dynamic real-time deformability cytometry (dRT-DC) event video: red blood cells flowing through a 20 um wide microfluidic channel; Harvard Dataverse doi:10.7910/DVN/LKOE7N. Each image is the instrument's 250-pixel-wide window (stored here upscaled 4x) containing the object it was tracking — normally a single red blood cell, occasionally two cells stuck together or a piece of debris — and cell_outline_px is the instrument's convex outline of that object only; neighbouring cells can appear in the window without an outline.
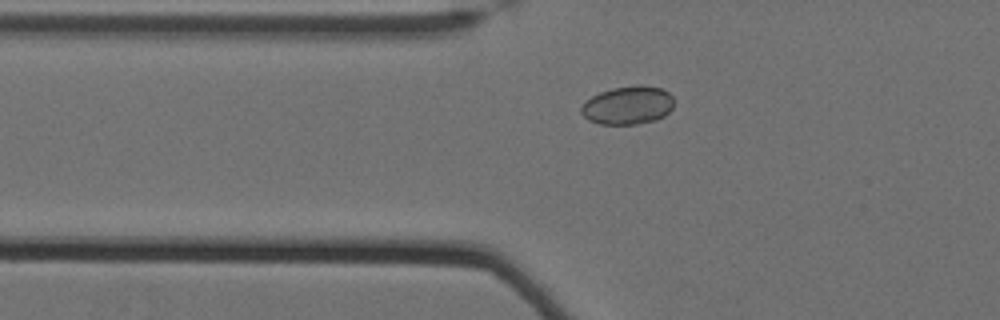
{"species": "Egyptian fruit bat (a non-hibernating species)", "species_latin": "Rousettus aegyptiacus", "temperature_condition": "cold", "stored_images_in_passage": 40, "camera_frame_rate_fps": 3000, "um_per_image_px": 0.085, "animal": {"sex": "female"}, "frame": {"image": 1, "passage_image": 3, "time_ms": 0.667, "image_size_px": [1000, 320], "cell_outline_px": [[672, 108], [664, 116], [656, 120], [636, 124], [600, 124], [588, 120], [580, 112], [580, 108], [584, 100], [600, 92], [612, 88], [636, 84], [640, 84], [660, 88], [668, 92], [672, 96]], "centroid_in_image_um": [53.33, 8.94], "position_along_channel_um": 72.5, "area_um2": 20.87}}
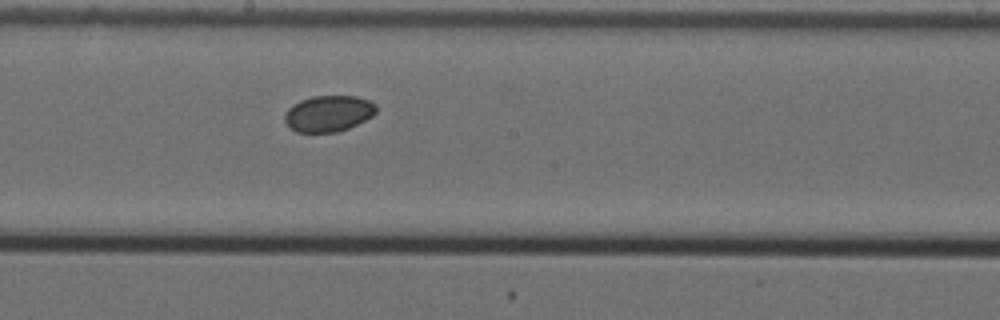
{"frame": {"image": 2, "passage_image": 16, "time_ms": 5.0, "image_size_px": [1000, 320], "cell_outline_px": [[376, 112], [372, 116], [348, 128], [336, 132], [296, 132], [288, 128], [284, 120], [284, 112], [292, 104], [300, 100], [312, 96], [356, 96], [368, 100], [376, 104]], "centroid_in_image_um": [27.87, 9.65], "position_along_channel_um": 220.3, "area_um2": 19.42}}
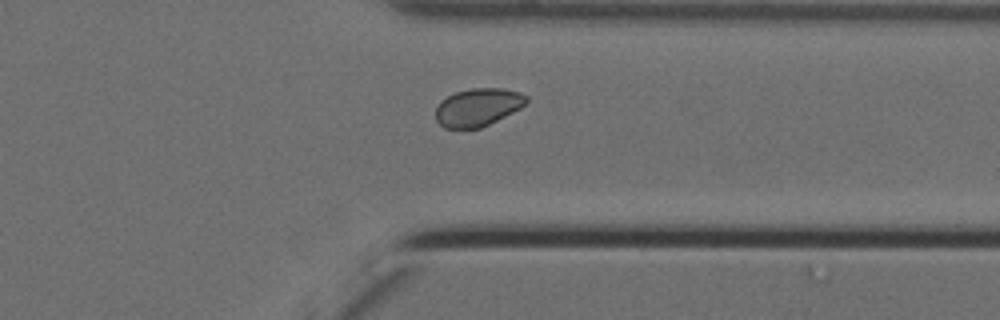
{"frame": {"image": 3, "passage_image": 29, "time_ms": 9.333, "image_size_px": [1000, 320], "cell_outline_px": [[528, 100], [520, 108], [480, 128], [444, 128], [436, 120], [436, 108], [440, 100], [456, 92], [472, 88], [500, 88], [520, 92], [528, 96]], "centroid_in_image_um": [40.6, 9.1], "position_along_channel_um": 370.8, "area_um2": 19.83}}